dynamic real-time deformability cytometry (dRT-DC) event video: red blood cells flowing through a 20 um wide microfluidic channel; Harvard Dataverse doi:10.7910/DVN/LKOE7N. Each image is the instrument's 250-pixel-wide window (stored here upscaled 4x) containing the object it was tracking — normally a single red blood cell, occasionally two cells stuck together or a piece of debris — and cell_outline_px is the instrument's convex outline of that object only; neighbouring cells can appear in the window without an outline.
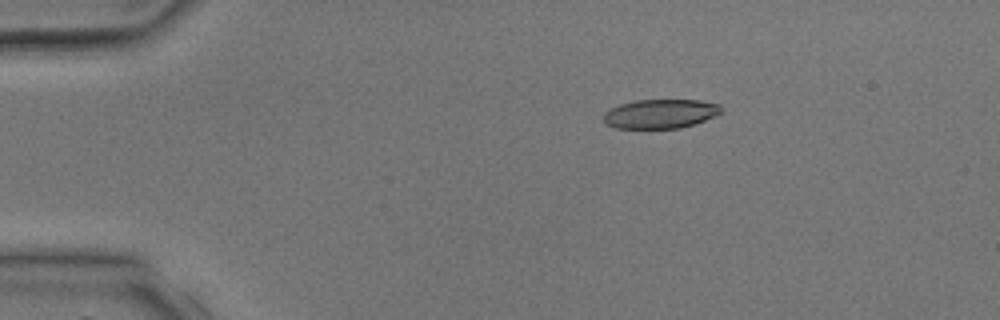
{"species": "common noctule bat (a hibernating species)", "species_latin": "Nyctalus noctula", "temperature_condition": "room temperature", "stored_images_in_passage": 2, "camera_frame_rate_fps": 3000, "um_per_image_px": 0.085, "animal": {"sex": "male", "body_mass_g": 17.9, "forearm_length_mm": 54.2}, "frame": {"image": 1, "passage_image": 1, "time_ms": 0.0, "image_size_px": [1000, 320], "cell_outline_px": [[720, 112], [716, 116], [696, 124], [680, 128], [616, 128], [604, 124], [604, 112], [620, 104], [636, 100], [700, 100], [720, 104]], "centroid_in_image_um": [56.14, 9.67], "position_along_channel_um": 28.9, "area_um2": 20.06}}
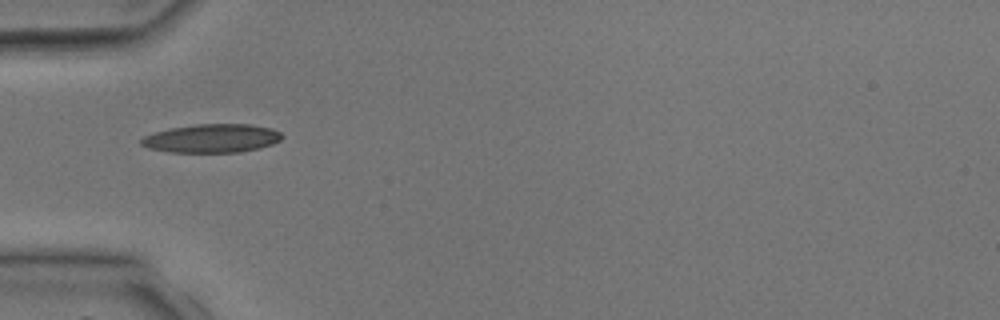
{"frame": {"image": 2, "passage_image": 2, "time_ms": 2.0, "image_size_px": [1000, 320], "cell_outline_px": [[284, 136], [280, 140], [272, 144], [260, 148], [240, 152], [168, 152], [148, 148], [140, 144], [140, 140], [144, 136], [168, 128], [196, 124], [252, 124], [272, 128], [280, 132]], "centroid_in_image_um": [18.02, 11.75], "position_along_channel_um": 67.0, "area_um2": 23.58}}